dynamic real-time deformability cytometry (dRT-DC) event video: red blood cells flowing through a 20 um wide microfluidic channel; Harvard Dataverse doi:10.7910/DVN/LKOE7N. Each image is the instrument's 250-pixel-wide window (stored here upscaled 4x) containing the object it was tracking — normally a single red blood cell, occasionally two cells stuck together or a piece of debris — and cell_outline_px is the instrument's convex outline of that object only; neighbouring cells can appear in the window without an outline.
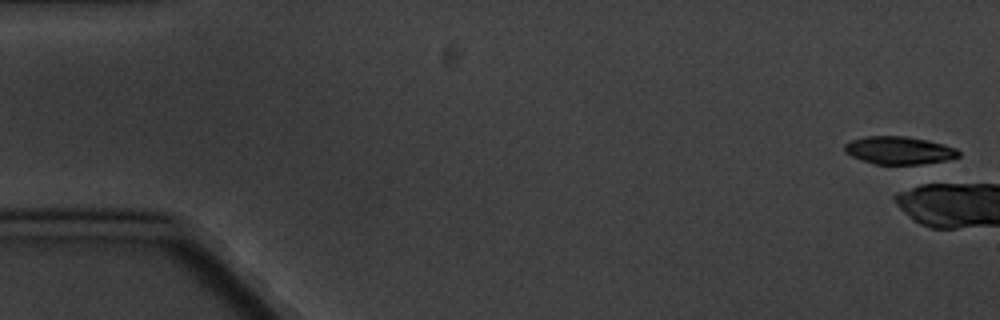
{"species": "common noctule bat (a hibernating species)", "species_latin": "Nyctalus noctula", "temperature_condition": "cold", "stored_images_in_passage": 1, "camera_frame_rate_fps": 3000, "um_per_image_px": 0.085, "animal": {"sex": "male", "body_mass_g": 20.1, "forearm_length_mm": 53.5}, "frame": {"image": 1, "passage_image": 1, "time_ms": 0.0, "image_size_px": [1000, 320], "cell_outline_px": [[960, 156], [948, 160], [920, 164], [876, 164], [860, 160], [844, 152], [844, 144], [852, 140], [868, 136], [908, 136], [928, 140], [944, 144], [956, 148], [960, 152]], "centroid_in_image_um": [76.43, 12.78], "position_along_channel_um": 8.6, "area_um2": 18.55}}